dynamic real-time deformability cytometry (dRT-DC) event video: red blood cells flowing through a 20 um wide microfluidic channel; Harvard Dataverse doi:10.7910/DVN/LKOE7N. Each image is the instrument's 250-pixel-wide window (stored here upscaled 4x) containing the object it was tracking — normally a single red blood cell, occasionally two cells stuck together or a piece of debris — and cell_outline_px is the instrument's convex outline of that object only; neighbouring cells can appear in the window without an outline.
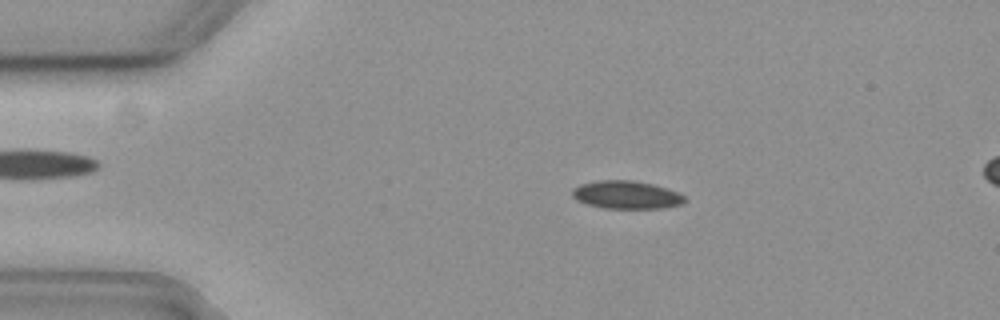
{"species": "common noctule bat (a hibernating species)", "species_latin": "Nyctalus noctula", "temperature_condition": "cold", "stored_images_in_passage": 53, "segment_of_instrument_passage": [1, 2], "camera_frame_rate_fps": 3000, "um_per_image_px": 0.085, "animal": {"sex": "female", "body_mass_g": 19.3, "forearm_length_mm": 54.1}, "frame": {"image": 1, "passage_image": 7, "time_ms": 2.0, "image_size_px": [1000, 320], "cell_outline_px": [[688, 200], [680, 204], [660, 208], [604, 208], [588, 204], [576, 200], [572, 196], [572, 188], [580, 184], [596, 180], [632, 180], [652, 184], [668, 188], [684, 196]], "centroid_in_image_um": [53.21, 16.55], "position_along_channel_um": 31.8, "area_um2": 18.32}}
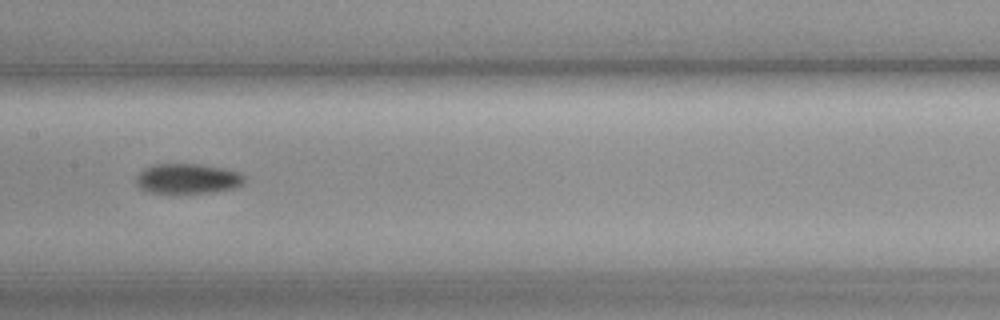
{"frame": {"image": 2, "passage_image": 24, "time_ms": 7.667, "image_size_px": [1000, 320], "cell_outline_px": [[244, 180], [240, 184], [232, 188], [208, 192], [172, 196], [168, 196], [148, 192], [140, 188], [136, 184], [136, 176], [144, 168], [156, 164], [196, 164], [220, 168], [236, 172], [244, 176]], "centroid_in_image_um": [15.82, 15.24], "position_along_channel_um": 191.6, "area_um2": 19.25}}
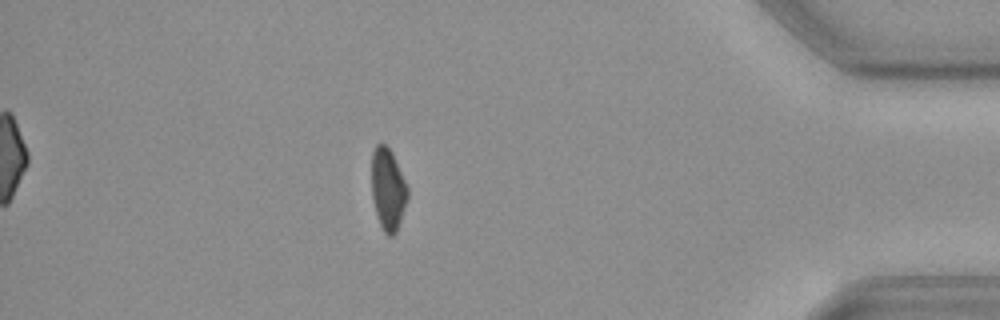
{"frame": {"image": 3, "passage_image": 45, "time_ms": 14.667, "image_size_px": [1000, 320], "cell_outline_px": [[408, 200], [396, 232], [392, 236], [388, 236], [384, 232], [380, 224], [372, 200], [372, 152], [376, 144], [384, 144], [392, 152], [408, 188]], "centroid_in_image_um": [32.98, 16.09], "position_along_channel_um": 402.2, "area_um2": 17.11}}